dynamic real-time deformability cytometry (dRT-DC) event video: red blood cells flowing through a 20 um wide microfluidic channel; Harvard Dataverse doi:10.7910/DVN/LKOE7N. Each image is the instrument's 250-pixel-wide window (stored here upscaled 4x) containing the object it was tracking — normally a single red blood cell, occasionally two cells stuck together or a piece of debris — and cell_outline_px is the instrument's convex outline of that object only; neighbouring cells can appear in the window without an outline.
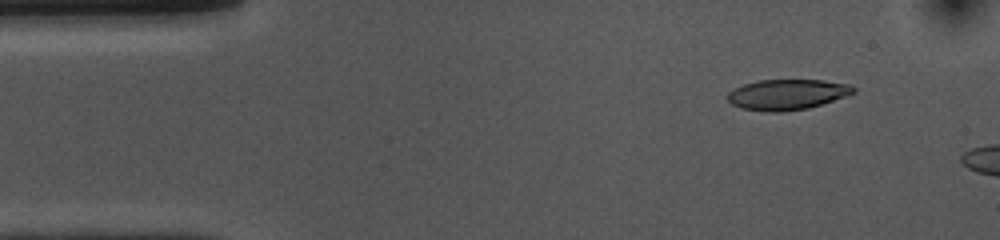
{"species": "common noctule bat (a hibernating species)", "species_latin": "Nyctalus noctula", "temperature_condition": "cold", "stored_images_in_passage": 5, "camera_frame_rate_fps": 3000, "um_per_image_px": 0.085, "animal": {"sex": "female", "body_mass_g": 10.0, "forearm_length_mm": 53.1}, "frame": {"image": 1, "passage_image": 1, "time_ms": 0.0, "image_size_px": [1000, 240], "cell_outline_px": [[856, 92], [808, 108], [780, 112], [768, 112], [740, 108], [732, 104], [724, 96], [728, 92], [744, 84], [760, 80], [824, 80], [852, 84], [856, 88]], "centroid_in_image_um": [66.89, 8.03], "position_along_channel_um": 18.1, "area_um2": 22.37}}